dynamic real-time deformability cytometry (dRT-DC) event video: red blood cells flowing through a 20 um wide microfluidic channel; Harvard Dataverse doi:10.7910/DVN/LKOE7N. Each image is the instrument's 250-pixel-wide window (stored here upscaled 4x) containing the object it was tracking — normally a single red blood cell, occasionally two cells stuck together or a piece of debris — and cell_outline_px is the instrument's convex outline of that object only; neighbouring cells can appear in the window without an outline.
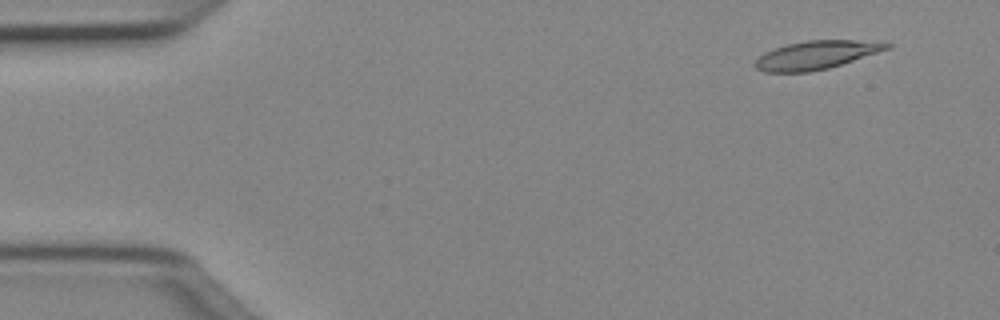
{"species": "Egyptian fruit bat (a non-hibernating species)", "species_latin": "Rousettus aegyptiacus", "temperature_condition": "cold", "stored_images_in_passage": 50, "camera_frame_rate_fps": 3000, "um_per_image_px": 0.085, "animal": {"sex": "female"}, "frame": {"image": 1, "passage_image": 4, "time_ms": 1.0, "image_size_px": [1000, 320], "cell_outline_px": [[892, 48], [828, 68], [808, 72], [764, 72], [756, 68], [752, 64], [764, 52], [788, 44], [808, 40], [856, 40], [892, 44]], "centroid_in_image_um": [69.35, 4.68], "position_along_channel_um": 15.6, "area_um2": 21.56}}
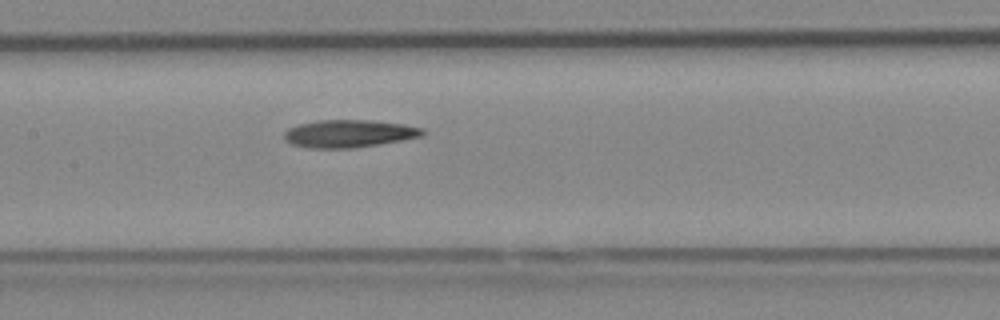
{"frame": {"image": 2, "passage_image": 24, "time_ms": 7.667, "image_size_px": [1000, 320], "cell_outline_px": [[424, 136], [404, 140], [380, 144], [352, 148], [308, 148], [292, 144], [284, 140], [284, 132], [288, 128], [296, 124], [316, 120], [368, 120], [404, 124], [424, 128]], "centroid_in_image_um": [29.65, 11.35], "position_along_channel_um": 177.7, "area_um2": 22.54}}
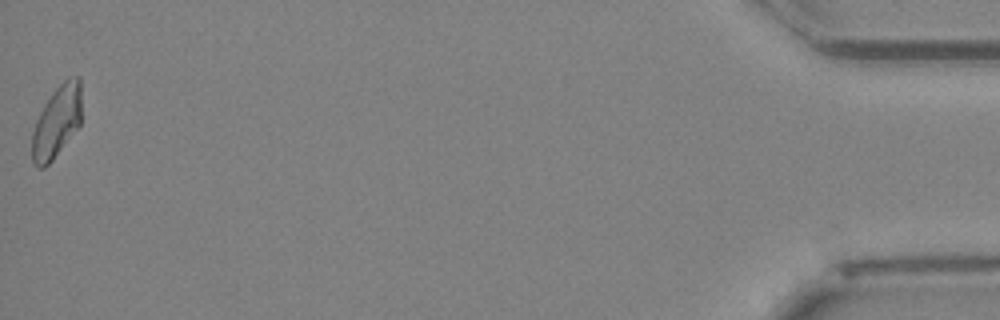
{"frame": {"image": 3, "passage_image": 50, "time_ms": 16.333, "image_size_px": [1000, 320], "cell_outline_px": [[80, 124], [52, 160], [44, 168], [36, 168], [32, 164], [32, 132], [36, 120], [44, 104], [52, 92], [64, 80], [76, 76], [80, 76]], "centroid_in_image_um": [4.79, 10.37], "position_along_channel_um": 430.4, "area_um2": 20.52}, "authors_computed_cell_mechanics": {"area_um2": 21.6461, "velocity_mm_per_s": 4.0217, "shape_relaxation_time_tau1_ms": 7.973, "shape_relaxation_time_tau2_ms": null, "deformation_change_tau1": 0.206, "deformation_change_tau2": null}}